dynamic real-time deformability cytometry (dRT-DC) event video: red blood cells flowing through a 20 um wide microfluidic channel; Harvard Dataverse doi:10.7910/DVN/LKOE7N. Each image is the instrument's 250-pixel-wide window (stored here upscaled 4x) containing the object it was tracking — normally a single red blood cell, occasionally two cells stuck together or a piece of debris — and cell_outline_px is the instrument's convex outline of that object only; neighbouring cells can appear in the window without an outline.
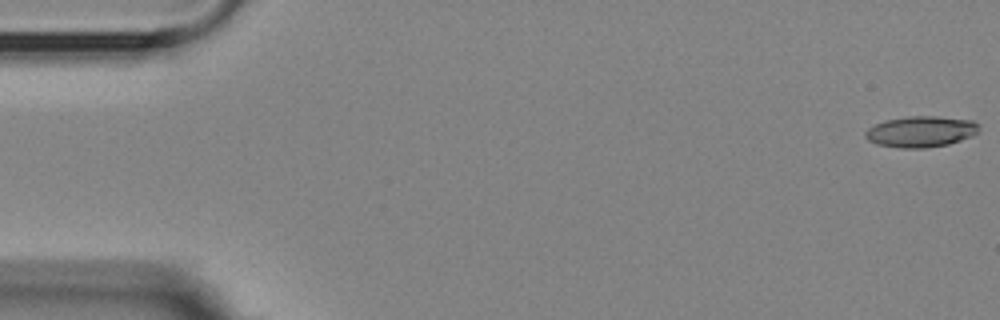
{"species": "Egyptian fruit bat (a non-hibernating species)", "species_latin": "Rousettus aegyptiacus", "temperature_condition": "room temperature", "stored_images_in_passage": 15, "camera_frame_rate_fps": 3000, "um_per_image_px": 0.085, "animal": {"sex": "female"}, "frame": {"image": 1, "passage_image": 1, "time_ms": 0.0, "image_size_px": [1000, 320], "cell_outline_px": [[980, 132], [972, 136], [948, 144], [924, 148], [900, 148], [876, 144], [868, 140], [864, 136], [864, 132], [868, 128], [884, 120], [908, 116], [936, 116], [972, 120], [980, 124]], "centroid_in_image_um": [78.29, 11.18], "position_along_channel_um": 6.7, "area_um2": 20.75}}
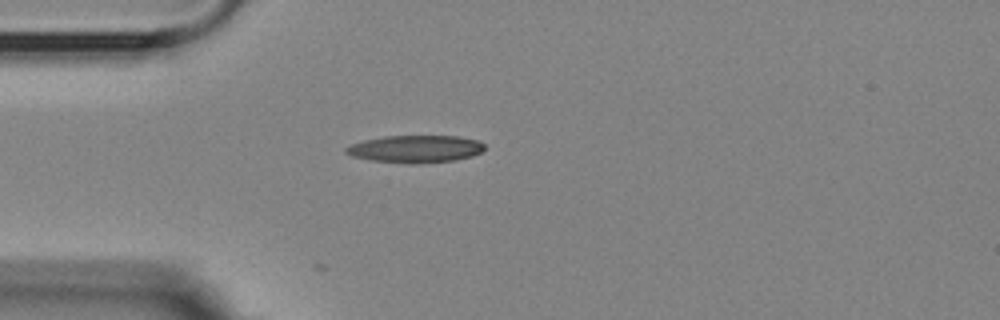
{"frame": {"image": 2, "passage_image": 15, "time_ms": 4.667, "image_size_px": [1000, 320], "cell_outline_px": [[484, 148], [480, 152], [472, 156], [456, 160], [416, 164], [412, 164], [372, 160], [352, 156], [344, 152], [344, 148], [352, 144], [364, 140], [384, 136], [456, 136], [476, 140], [484, 144]], "centroid_in_image_um": [35.29, 12.66], "position_along_channel_um": 49.7, "area_um2": 22.02}}